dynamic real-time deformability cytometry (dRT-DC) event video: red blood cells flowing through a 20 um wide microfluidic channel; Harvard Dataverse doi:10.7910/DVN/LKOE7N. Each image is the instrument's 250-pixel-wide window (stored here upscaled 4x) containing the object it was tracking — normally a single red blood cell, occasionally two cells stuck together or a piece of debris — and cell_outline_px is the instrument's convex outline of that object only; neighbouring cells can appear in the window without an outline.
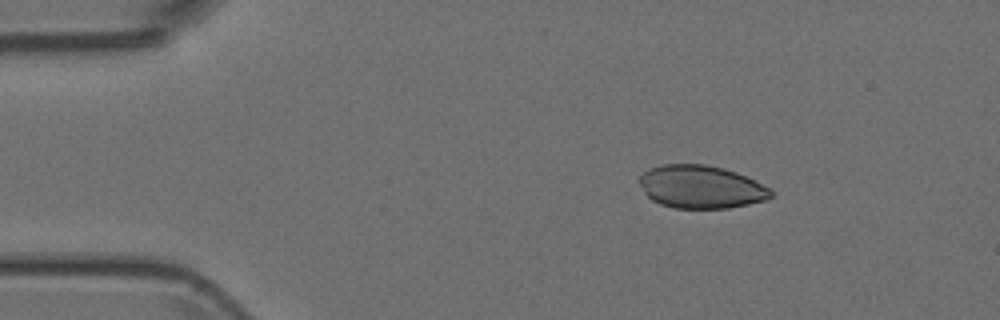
{"species": "Egyptian fruit bat (a non-hibernating species)", "species_latin": "Rousettus aegyptiacus", "temperature_condition": "room temperature", "stored_images_in_passage": 3, "camera_frame_rate_fps": 3000, "um_per_image_px": 0.085, "animal": {"sex": "female"}, "frame": {"image": 1, "passage_image": 1, "time_ms": 0.0, "image_size_px": [1000, 320], "cell_outline_px": [[772, 196], [768, 200], [728, 208], [672, 208], [660, 204], [652, 200], [644, 192], [640, 184], [640, 176], [648, 168], [664, 164], [704, 164], [724, 168], [736, 172], [756, 180], [768, 188], [772, 192]], "centroid_in_image_um": [59.59, 15.88], "position_along_channel_um": 25.4, "area_um2": 33.0}}